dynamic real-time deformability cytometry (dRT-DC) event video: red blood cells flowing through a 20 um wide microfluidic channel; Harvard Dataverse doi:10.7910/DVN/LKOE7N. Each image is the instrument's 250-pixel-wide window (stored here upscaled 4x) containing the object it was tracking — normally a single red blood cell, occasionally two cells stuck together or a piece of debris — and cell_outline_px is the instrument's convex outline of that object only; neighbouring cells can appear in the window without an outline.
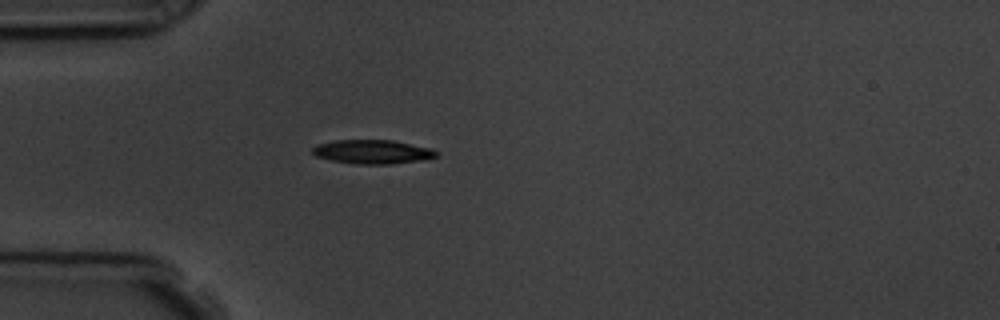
{"species": "common noctule bat (a hibernating species)", "species_latin": "Nyctalus noctula", "temperature_condition": "room temperature", "stored_images_in_passage": 4, "camera_frame_rate_fps": 3000, "um_per_image_px": 0.085, "animal": {"sex": "male", "body_mass_g": 19.5, "forearm_length_mm": 54.6}, "frame": {"image": 1, "passage_image": 4, "time_ms": 3.333, "image_size_px": [1000, 320], "cell_outline_px": [[440, 152], [436, 156], [424, 160], [392, 164], [356, 164], [332, 160], [316, 156], [312, 152], [312, 148], [316, 144], [332, 140], [392, 140], [432, 148]], "centroid_in_image_um": [31.68, 12.9], "position_along_channel_um": 53.3, "area_um2": 17.46}}